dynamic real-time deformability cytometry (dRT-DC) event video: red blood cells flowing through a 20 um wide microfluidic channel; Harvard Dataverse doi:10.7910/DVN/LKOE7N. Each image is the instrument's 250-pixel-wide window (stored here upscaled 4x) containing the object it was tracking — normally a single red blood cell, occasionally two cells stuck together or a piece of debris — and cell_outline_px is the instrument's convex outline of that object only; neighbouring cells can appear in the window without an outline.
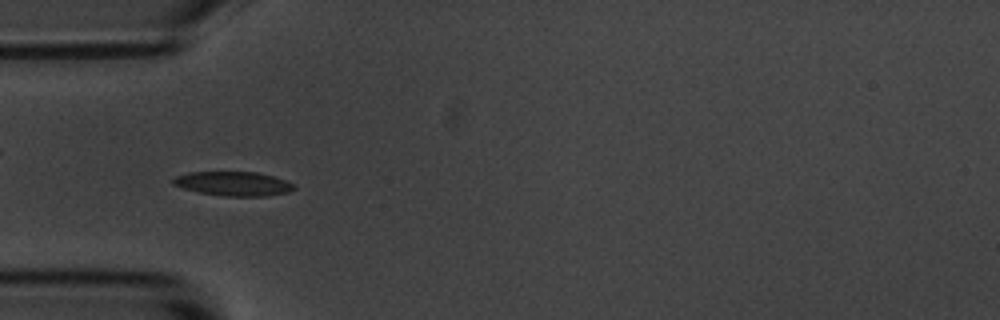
{"species": "common noctule bat (a hibernating species)", "species_latin": "Nyctalus noctula", "temperature_condition": "room temperature", "stored_images_in_passage": 54, "camera_frame_rate_fps": 3000, "um_per_image_px": 0.085, "animal": {"sex": "male", "body_mass_g": 20.1, "forearm_length_mm": 53.5}, "frame": {"image": 1, "passage_image": 16, "time_ms": 5.0, "image_size_px": [1000, 320], "cell_outline_px": [[296, 188], [288, 192], [268, 196], [224, 196], [200, 192], [184, 188], [172, 184], [172, 180], [176, 176], [188, 172], [256, 172], [272, 176], [284, 180], [292, 184]], "centroid_in_image_um": [19.82, 15.61], "position_along_channel_um": 65.2, "area_um2": 16.88}}
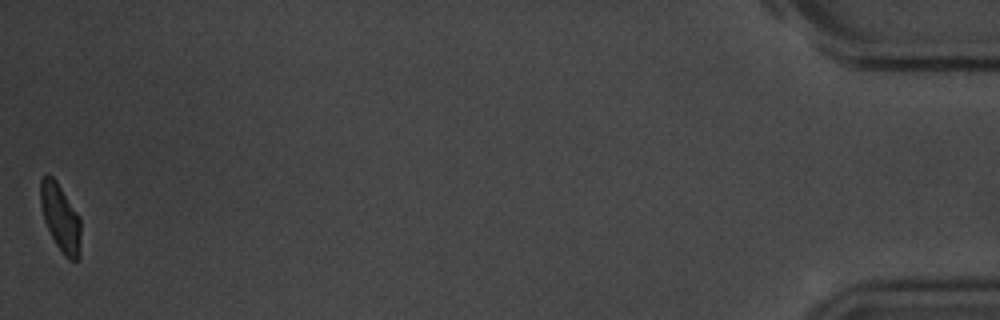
{"frame": {"image": 2, "passage_image": 54, "time_ms": 17.667, "image_size_px": [1000, 320], "cell_outline_px": [[80, 256], [76, 260], [68, 260], [64, 256], [56, 244], [44, 220], [40, 204], [40, 180], [44, 176], [52, 176], [56, 180], [80, 216]], "centroid_in_image_um": [5.15, 18.52], "position_along_channel_um": 430.1, "area_um2": 15.84}, "authors_computed_cell_mechanics": {"area_um2": 16.762, "velocity_mm_per_s": 3.6479, "shape_relaxation_time_tau1_ms": 3.28, "shape_relaxation_time_tau2_ms": 3.175, "deformation_change_tau1": 0.118, "deformation_change_tau2": 0.0809}}